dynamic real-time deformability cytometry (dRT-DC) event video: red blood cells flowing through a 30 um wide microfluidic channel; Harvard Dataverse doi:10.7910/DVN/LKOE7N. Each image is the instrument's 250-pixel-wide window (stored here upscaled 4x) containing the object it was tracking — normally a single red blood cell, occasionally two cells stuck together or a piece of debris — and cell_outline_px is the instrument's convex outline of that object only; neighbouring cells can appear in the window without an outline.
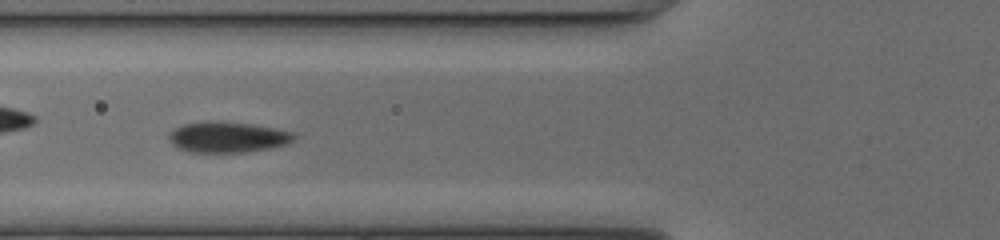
{"species": "common noctule bat (a hibernating species)", "species_latin": "Nyctalus noctula", "temperature_condition": "cold", "stored_images_in_passage": 50, "camera_frame_rate_fps": 3000, "um_per_image_px": 0.085, "animal": {"sex": "female", "body_mass_g": 17.0, "forearm_length_mm": 48.0}, "frame": {"image": 1, "passage_image": 19, "time_ms": 6.0, "image_size_px": [1000, 240], "cell_outline_px": [[296, 136], [288, 144], [268, 148], [244, 152], [192, 152], [180, 148], [172, 144], [168, 136], [176, 128], [184, 124], [252, 124], [292, 132]], "centroid_in_image_um": [19.39, 11.7], "position_along_channel_um": 106.4, "area_um2": 21.1}}
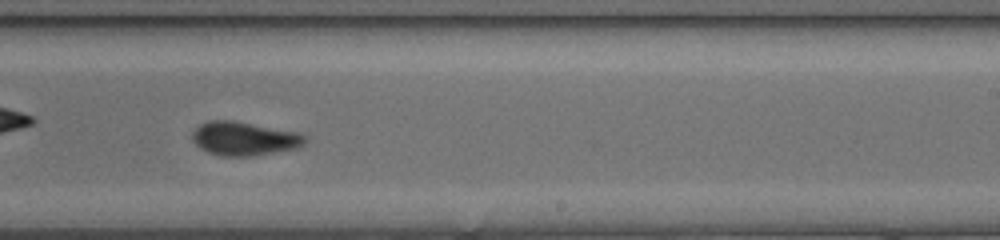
{"frame": {"image": 2, "passage_image": 31, "time_ms": 10.0, "image_size_px": [1000, 240], "cell_outline_px": [[304, 144], [296, 148], [252, 156], [220, 156], [208, 152], [200, 148], [192, 140], [192, 132], [200, 124], [208, 120], [232, 120], [296, 132], [304, 136]], "centroid_in_image_um": [20.69, 11.78], "position_along_channel_um": 268.3, "area_um2": 21.91}}
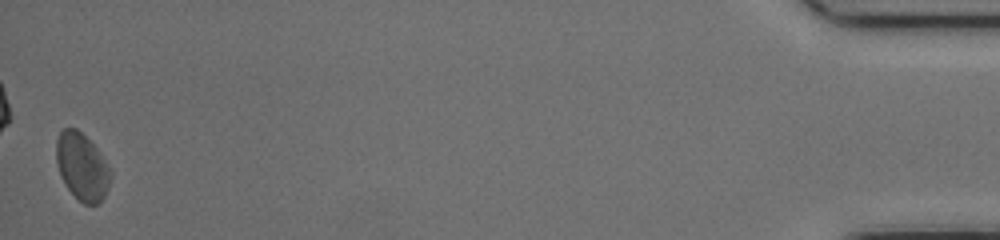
{"frame": {"image": 3, "passage_image": 50, "time_ms": 16.333, "image_size_px": [1000, 240], "cell_outline_px": [[108, 188], [100, 204], [84, 204], [68, 188], [60, 172], [56, 160], [56, 140], [60, 132], [64, 128], [76, 128], [96, 148], [108, 168]], "centroid_in_image_um": [6.94, 14.16], "position_along_channel_um": 428.3, "area_um2": 20.35}, "authors_computed_cell_mechanics": {"area_um2": 21.0681, "velocity_mm_per_s": 4.0569, "shape_relaxation_time_tau1_ms": 5.8769, "shape_relaxation_time_tau2_ms": 1.8477, "deformation_change_tau1": 0.1059, "deformation_change_tau2": 0.0528}}